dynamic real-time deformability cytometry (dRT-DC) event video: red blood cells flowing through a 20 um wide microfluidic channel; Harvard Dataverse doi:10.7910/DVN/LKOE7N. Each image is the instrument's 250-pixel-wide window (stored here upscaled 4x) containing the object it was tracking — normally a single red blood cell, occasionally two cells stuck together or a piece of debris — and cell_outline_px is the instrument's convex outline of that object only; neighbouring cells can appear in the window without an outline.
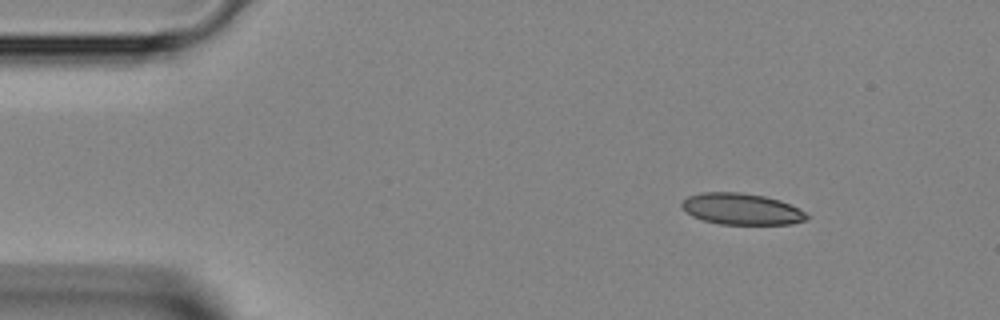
{"species": "Egyptian fruit bat (a non-hibernating species)", "species_latin": "Rousettus aegyptiacus", "temperature_condition": "room temperature", "stored_images_in_passage": 18, "camera_frame_rate_fps": 3000, "um_per_image_px": 0.085, "animal": {"sex": "female"}, "frame": {"image": 1, "passage_image": 1, "time_ms": 0.0, "image_size_px": [1000, 320], "cell_outline_px": [[808, 216], [804, 220], [792, 224], [720, 224], [704, 220], [692, 216], [680, 208], [680, 204], [688, 196], [700, 192], [740, 192], [764, 196], [780, 200], [804, 212]], "centroid_in_image_um": [62.96, 17.76], "position_along_channel_um": 22.0, "area_um2": 22.72}}
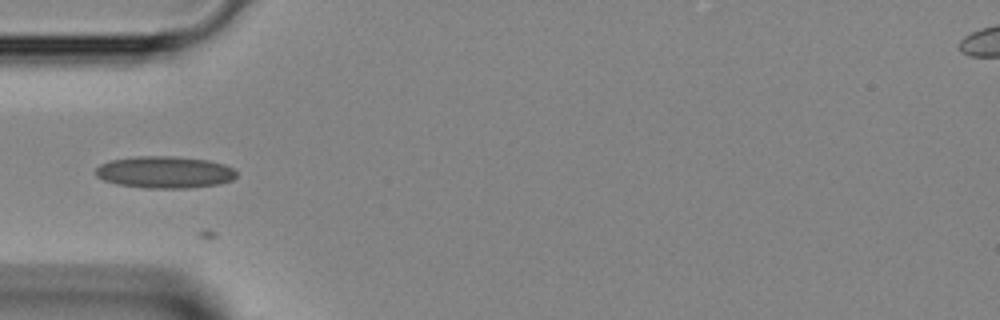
{"frame": {"image": 2, "passage_image": 9, "time_ms": 2.667, "image_size_px": [1000, 320], "cell_outline_px": [[236, 176], [232, 180], [220, 184], [188, 188], [144, 188], [116, 184], [104, 180], [96, 176], [96, 168], [100, 164], [108, 160], [136, 156], [176, 156], [208, 160], [224, 164], [232, 168], [236, 172]], "centroid_in_image_um": [13.98, 14.63], "position_along_channel_um": 71.0, "area_um2": 26.41}}
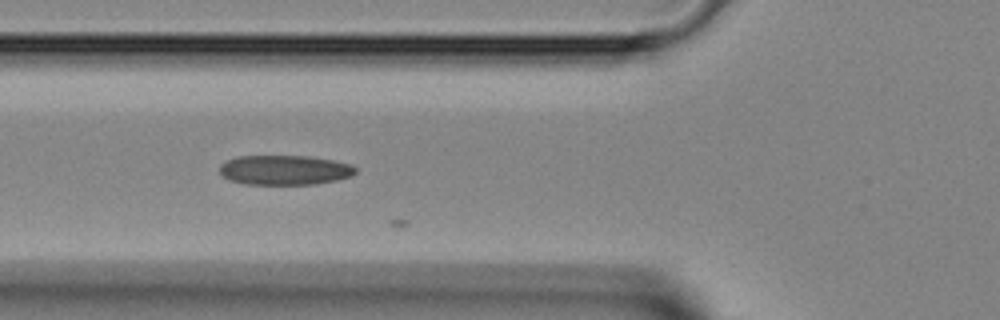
{"frame": {"image": 3, "passage_image": 11, "time_ms": 3.333, "image_size_px": [1000, 320], "cell_outline_px": [[356, 172], [352, 176], [336, 180], [316, 184], [244, 184], [228, 180], [220, 176], [220, 164], [236, 156], [308, 156], [332, 160], [352, 164], [356, 168]], "centroid_in_image_um": [24.17, 14.45], "position_along_channel_um": 101.6, "area_um2": 23.7}}